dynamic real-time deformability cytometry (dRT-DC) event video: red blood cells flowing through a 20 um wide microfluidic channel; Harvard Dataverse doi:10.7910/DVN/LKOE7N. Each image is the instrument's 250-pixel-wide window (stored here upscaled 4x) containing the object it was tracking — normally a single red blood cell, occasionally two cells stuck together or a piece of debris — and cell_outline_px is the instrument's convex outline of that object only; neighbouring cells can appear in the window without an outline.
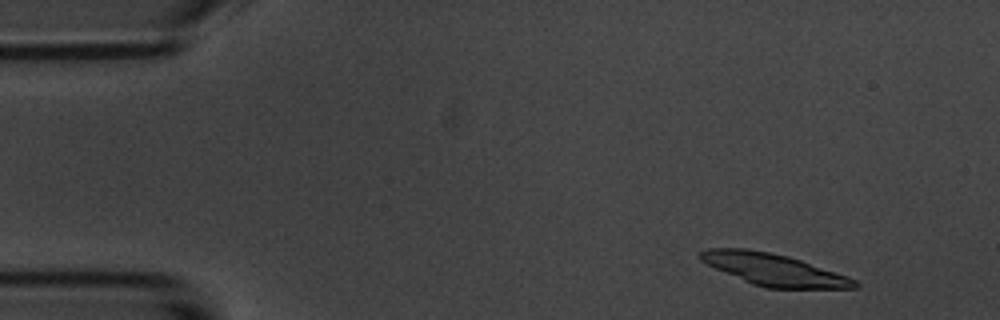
{"species": "common noctule bat (a hibernating species)", "species_latin": "Nyctalus noctula", "temperature_condition": "room temperature", "stored_images_in_passage": 5, "camera_frame_rate_fps": 3000, "um_per_image_px": 0.085, "animal": {"sex": "male", "body_mass_g": 20.1, "forearm_length_mm": 53.5}, "frame": {"image": 1, "passage_image": 2, "time_ms": 1.0, "image_size_px": [1000, 320], "cell_outline_px": [[860, 284], [856, 288], [764, 288], [752, 284], [716, 268], [700, 260], [696, 256], [696, 252], [708, 248], [748, 248], [788, 256], [848, 276], [856, 280]], "centroid_in_image_um": [65.74, 22.91], "position_along_channel_um": 19.3, "area_um2": 28.55}}